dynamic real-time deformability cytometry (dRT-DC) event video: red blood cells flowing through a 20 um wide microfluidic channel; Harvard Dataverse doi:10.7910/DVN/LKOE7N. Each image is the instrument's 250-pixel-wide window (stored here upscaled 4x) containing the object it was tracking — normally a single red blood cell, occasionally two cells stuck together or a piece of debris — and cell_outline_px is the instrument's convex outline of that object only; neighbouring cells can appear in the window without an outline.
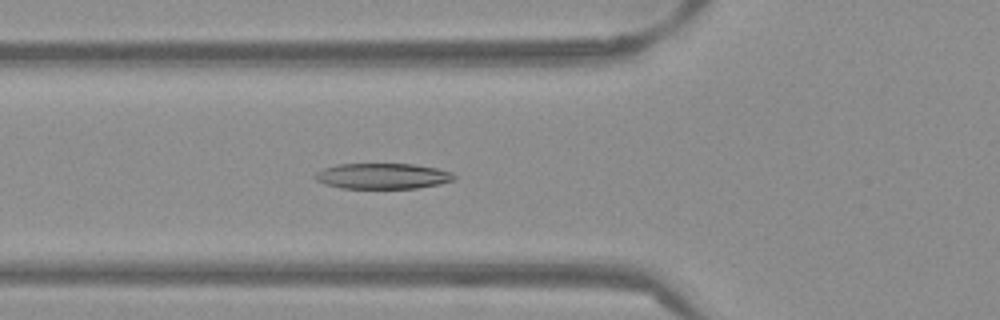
{"species": "Egyptian fruit bat (a non-hibernating species)", "species_latin": "Rousettus aegyptiacus", "temperature_condition": "warm", "stored_images_in_passage": 52, "camera_frame_rate_fps": 3000, "um_per_image_px": 0.085, "frame": {"image": 1, "passage_image": 19, "time_ms": 6.0, "image_size_px": [1000, 320], "cell_outline_px": [[456, 180], [440, 184], [416, 188], [340, 188], [324, 184], [316, 180], [312, 176], [316, 172], [324, 168], [336, 164], [412, 164], [436, 168], [452, 172], [456, 176]], "centroid_in_image_um": [32.51, 14.97], "position_along_channel_um": 93.3, "area_um2": 20.92}}
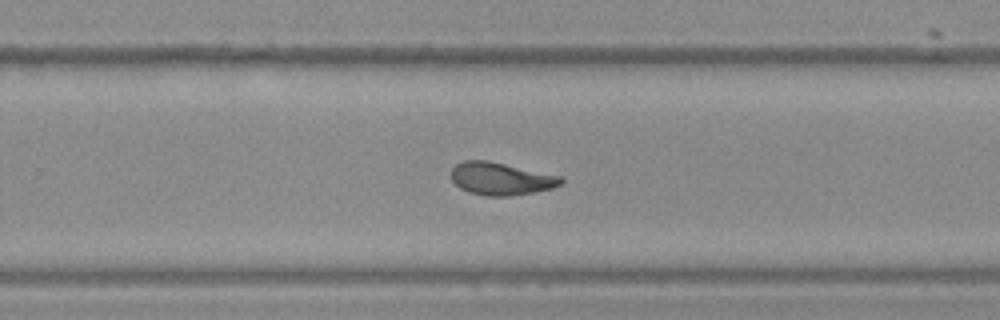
{"frame": {"image": 2, "passage_image": 34, "time_ms": 11.0, "image_size_px": [1000, 320], "cell_outline_px": [[564, 180], [560, 184], [552, 188], [532, 192], [508, 196], [484, 196], [468, 192], [460, 188], [452, 180], [452, 168], [456, 164], [464, 160], [488, 160], [560, 176]], "centroid_in_image_um": [42.54, 15.19], "position_along_channel_um": 287.3, "area_um2": 20.69}}
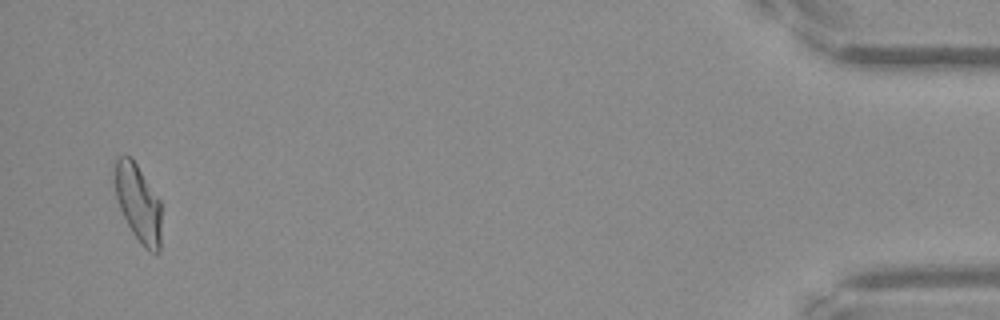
{"frame": {"image": 3, "passage_image": 51, "time_ms": 16.667, "image_size_px": [1000, 320], "cell_outline_px": [[160, 252], [148, 252], [144, 248], [132, 232], [120, 208], [116, 196], [112, 180], [116, 160], [120, 156], [132, 156], [160, 200]], "centroid_in_image_um": [11.72, 17.23], "position_along_channel_um": 423.5, "area_um2": 21.21}, "authors_computed_cell_mechanics": {"area_um2": 21.2126, "velocity_mm_per_s": 3.8662, "shape_relaxation_time_tau1_ms": 5.3182, "shape_relaxation_time_tau2_ms": 2.4789, "deformation_change_tau1": 0.2066, "deformation_change_tau2": 0.0999}}